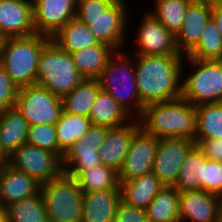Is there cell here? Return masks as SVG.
<instances>
[{
    "instance_id": "1",
    "label": "cell",
    "mask_w": 222,
    "mask_h": 222,
    "mask_svg": "<svg viewBox=\"0 0 222 222\" xmlns=\"http://www.w3.org/2000/svg\"><path fill=\"white\" fill-rule=\"evenodd\" d=\"M184 55L134 56L137 91L143 106L181 98Z\"/></svg>"
},
{
    "instance_id": "2",
    "label": "cell",
    "mask_w": 222,
    "mask_h": 222,
    "mask_svg": "<svg viewBox=\"0 0 222 222\" xmlns=\"http://www.w3.org/2000/svg\"><path fill=\"white\" fill-rule=\"evenodd\" d=\"M138 120L141 128L155 137L195 141L196 106L182 97L145 105Z\"/></svg>"
},
{
    "instance_id": "3",
    "label": "cell",
    "mask_w": 222,
    "mask_h": 222,
    "mask_svg": "<svg viewBox=\"0 0 222 222\" xmlns=\"http://www.w3.org/2000/svg\"><path fill=\"white\" fill-rule=\"evenodd\" d=\"M125 51L114 53L97 80L102 90L108 92L134 119H138L144 106L137 91L134 54Z\"/></svg>"
},
{
    "instance_id": "4",
    "label": "cell",
    "mask_w": 222,
    "mask_h": 222,
    "mask_svg": "<svg viewBox=\"0 0 222 222\" xmlns=\"http://www.w3.org/2000/svg\"><path fill=\"white\" fill-rule=\"evenodd\" d=\"M50 40L51 37L38 33L4 38L0 64L18 88L36 84L40 55Z\"/></svg>"
},
{
    "instance_id": "5",
    "label": "cell",
    "mask_w": 222,
    "mask_h": 222,
    "mask_svg": "<svg viewBox=\"0 0 222 222\" xmlns=\"http://www.w3.org/2000/svg\"><path fill=\"white\" fill-rule=\"evenodd\" d=\"M185 64L191 73L185 71ZM182 65V98L195 106L222 102V60L184 56Z\"/></svg>"
},
{
    "instance_id": "6",
    "label": "cell",
    "mask_w": 222,
    "mask_h": 222,
    "mask_svg": "<svg viewBox=\"0 0 222 222\" xmlns=\"http://www.w3.org/2000/svg\"><path fill=\"white\" fill-rule=\"evenodd\" d=\"M83 80L84 78L77 71L70 53L63 51L51 39L44 46L40 55L36 84L62 98Z\"/></svg>"
},
{
    "instance_id": "7",
    "label": "cell",
    "mask_w": 222,
    "mask_h": 222,
    "mask_svg": "<svg viewBox=\"0 0 222 222\" xmlns=\"http://www.w3.org/2000/svg\"><path fill=\"white\" fill-rule=\"evenodd\" d=\"M40 192L49 222H81L84 192L75 177L63 172L41 184Z\"/></svg>"
},
{
    "instance_id": "8",
    "label": "cell",
    "mask_w": 222,
    "mask_h": 222,
    "mask_svg": "<svg viewBox=\"0 0 222 222\" xmlns=\"http://www.w3.org/2000/svg\"><path fill=\"white\" fill-rule=\"evenodd\" d=\"M126 0H115L102 15L97 17H76L83 23L89 25L99 42L107 44L116 51L125 50L124 46L128 44L131 28L132 10L126 5ZM129 10V11H127ZM132 17V18H130ZM130 26V28H129ZM127 42V43H126Z\"/></svg>"
},
{
    "instance_id": "9",
    "label": "cell",
    "mask_w": 222,
    "mask_h": 222,
    "mask_svg": "<svg viewBox=\"0 0 222 222\" xmlns=\"http://www.w3.org/2000/svg\"><path fill=\"white\" fill-rule=\"evenodd\" d=\"M15 108L26 119L29 126L55 125L63 111L61 97L50 93L38 84L18 89Z\"/></svg>"
},
{
    "instance_id": "10",
    "label": "cell",
    "mask_w": 222,
    "mask_h": 222,
    "mask_svg": "<svg viewBox=\"0 0 222 222\" xmlns=\"http://www.w3.org/2000/svg\"><path fill=\"white\" fill-rule=\"evenodd\" d=\"M9 165L24 172L39 184L59 177L63 172L62 159L54 152L24 143L10 156Z\"/></svg>"
},
{
    "instance_id": "11",
    "label": "cell",
    "mask_w": 222,
    "mask_h": 222,
    "mask_svg": "<svg viewBox=\"0 0 222 222\" xmlns=\"http://www.w3.org/2000/svg\"><path fill=\"white\" fill-rule=\"evenodd\" d=\"M139 19L134 42L136 55H182L177 49L175 35L167 30L150 12ZM141 20V21H140Z\"/></svg>"
},
{
    "instance_id": "12",
    "label": "cell",
    "mask_w": 222,
    "mask_h": 222,
    "mask_svg": "<svg viewBox=\"0 0 222 222\" xmlns=\"http://www.w3.org/2000/svg\"><path fill=\"white\" fill-rule=\"evenodd\" d=\"M107 131L108 127L92 125L80 140L72 144L62 157L64 173L76 178L87 167L101 164L98 151Z\"/></svg>"
},
{
    "instance_id": "13",
    "label": "cell",
    "mask_w": 222,
    "mask_h": 222,
    "mask_svg": "<svg viewBox=\"0 0 222 222\" xmlns=\"http://www.w3.org/2000/svg\"><path fill=\"white\" fill-rule=\"evenodd\" d=\"M157 148L158 137L140 128L134 134L125 160L117 172L118 182H127L152 172Z\"/></svg>"
},
{
    "instance_id": "14",
    "label": "cell",
    "mask_w": 222,
    "mask_h": 222,
    "mask_svg": "<svg viewBox=\"0 0 222 222\" xmlns=\"http://www.w3.org/2000/svg\"><path fill=\"white\" fill-rule=\"evenodd\" d=\"M195 141L183 138H158L152 172L165 186H174L181 164Z\"/></svg>"
},
{
    "instance_id": "15",
    "label": "cell",
    "mask_w": 222,
    "mask_h": 222,
    "mask_svg": "<svg viewBox=\"0 0 222 222\" xmlns=\"http://www.w3.org/2000/svg\"><path fill=\"white\" fill-rule=\"evenodd\" d=\"M77 0H33L36 33L52 37L68 21L76 18Z\"/></svg>"
},
{
    "instance_id": "16",
    "label": "cell",
    "mask_w": 222,
    "mask_h": 222,
    "mask_svg": "<svg viewBox=\"0 0 222 222\" xmlns=\"http://www.w3.org/2000/svg\"><path fill=\"white\" fill-rule=\"evenodd\" d=\"M32 1L0 0V35L3 38L35 34Z\"/></svg>"
},
{
    "instance_id": "17",
    "label": "cell",
    "mask_w": 222,
    "mask_h": 222,
    "mask_svg": "<svg viewBox=\"0 0 222 222\" xmlns=\"http://www.w3.org/2000/svg\"><path fill=\"white\" fill-rule=\"evenodd\" d=\"M140 128L138 119L118 127L108 128L101 149L98 151L101 164L110 166L118 172L125 160L131 140Z\"/></svg>"
},
{
    "instance_id": "18",
    "label": "cell",
    "mask_w": 222,
    "mask_h": 222,
    "mask_svg": "<svg viewBox=\"0 0 222 222\" xmlns=\"http://www.w3.org/2000/svg\"><path fill=\"white\" fill-rule=\"evenodd\" d=\"M212 5L193 0L187 8L181 29L175 35L180 54L186 56L199 42L204 26L211 18Z\"/></svg>"
},
{
    "instance_id": "19",
    "label": "cell",
    "mask_w": 222,
    "mask_h": 222,
    "mask_svg": "<svg viewBox=\"0 0 222 222\" xmlns=\"http://www.w3.org/2000/svg\"><path fill=\"white\" fill-rule=\"evenodd\" d=\"M217 201L205 190L179 192L180 222H217Z\"/></svg>"
},
{
    "instance_id": "20",
    "label": "cell",
    "mask_w": 222,
    "mask_h": 222,
    "mask_svg": "<svg viewBox=\"0 0 222 222\" xmlns=\"http://www.w3.org/2000/svg\"><path fill=\"white\" fill-rule=\"evenodd\" d=\"M120 188L83 193L81 222H114Z\"/></svg>"
},
{
    "instance_id": "21",
    "label": "cell",
    "mask_w": 222,
    "mask_h": 222,
    "mask_svg": "<svg viewBox=\"0 0 222 222\" xmlns=\"http://www.w3.org/2000/svg\"><path fill=\"white\" fill-rule=\"evenodd\" d=\"M40 188L41 184L26 173L4 166L0 169V208L35 195Z\"/></svg>"
},
{
    "instance_id": "22",
    "label": "cell",
    "mask_w": 222,
    "mask_h": 222,
    "mask_svg": "<svg viewBox=\"0 0 222 222\" xmlns=\"http://www.w3.org/2000/svg\"><path fill=\"white\" fill-rule=\"evenodd\" d=\"M119 186L122 201L133 207L146 210L165 185L153 172H150L127 182H119Z\"/></svg>"
},
{
    "instance_id": "23",
    "label": "cell",
    "mask_w": 222,
    "mask_h": 222,
    "mask_svg": "<svg viewBox=\"0 0 222 222\" xmlns=\"http://www.w3.org/2000/svg\"><path fill=\"white\" fill-rule=\"evenodd\" d=\"M28 128V122L15 107L0 112V144L8 156L26 143Z\"/></svg>"
},
{
    "instance_id": "24",
    "label": "cell",
    "mask_w": 222,
    "mask_h": 222,
    "mask_svg": "<svg viewBox=\"0 0 222 222\" xmlns=\"http://www.w3.org/2000/svg\"><path fill=\"white\" fill-rule=\"evenodd\" d=\"M89 119L92 125L110 128L127 124L134 118L108 92L100 89Z\"/></svg>"
},
{
    "instance_id": "25",
    "label": "cell",
    "mask_w": 222,
    "mask_h": 222,
    "mask_svg": "<svg viewBox=\"0 0 222 222\" xmlns=\"http://www.w3.org/2000/svg\"><path fill=\"white\" fill-rule=\"evenodd\" d=\"M115 52L114 48L100 42L98 45L72 52L70 55L77 71L84 79H98Z\"/></svg>"
},
{
    "instance_id": "26",
    "label": "cell",
    "mask_w": 222,
    "mask_h": 222,
    "mask_svg": "<svg viewBox=\"0 0 222 222\" xmlns=\"http://www.w3.org/2000/svg\"><path fill=\"white\" fill-rule=\"evenodd\" d=\"M51 39L67 53L84 50L100 43L89 25L77 18L68 21Z\"/></svg>"
},
{
    "instance_id": "27",
    "label": "cell",
    "mask_w": 222,
    "mask_h": 222,
    "mask_svg": "<svg viewBox=\"0 0 222 222\" xmlns=\"http://www.w3.org/2000/svg\"><path fill=\"white\" fill-rule=\"evenodd\" d=\"M100 89L97 79H84L70 93L61 98L63 111L89 117Z\"/></svg>"
},
{
    "instance_id": "28",
    "label": "cell",
    "mask_w": 222,
    "mask_h": 222,
    "mask_svg": "<svg viewBox=\"0 0 222 222\" xmlns=\"http://www.w3.org/2000/svg\"><path fill=\"white\" fill-rule=\"evenodd\" d=\"M55 126L58 140V156L62 159L67 149L80 140L92 124L87 116L62 111Z\"/></svg>"
},
{
    "instance_id": "29",
    "label": "cell",
    "mask_w": 222,
    "mask_h": 222,
    "mask_svg": "<svg viewBox=\"0 0 222 222\" xmlns=\"http://www.w3.org/2000/svg\"><path fill=\"white\" fill-rule=\"evenodd\" d=\"M207 158L195 144L181 164L174 187L179 192L203 190V163Z\"/></svg>"
},
{
    "instance_id": "30",
    "label": "cell",
    "mask_w": 222,
    "mask_h": 222,
    "mask_svg": "<svg viewBox=\"0 0 222 222\" xmlns=\"http://www.w3.org/2000/svg\"><path fill=\"white\" fill-rule=\"evenodd\" d=\"M149 222H180L179 191L164 186L146 209Z\"/></svg>"
},
{
    "instance_id": "31",
    "label": "cell",
    "mask_w": 222,
    "mask_h": 222,
    "mask_svg": "<svg viewBox=\"0 0 222 222\" xmlns=\"http://www.w3.org/2000/svg\"><path fill=\"white\" fill-rule=\"evenodd\" d=\"M195 139L222 140V102L196 105Z\"/></svg>"
},
{
    "instance_id": "32",
    "label": "cell",
    "mask_w": 222,
    "mask_h": 222,
    "mask_svg": "<svg viewBox=\"0 0 222 222\" xmlns=\"http://www.w3.org/2000/svg\"><path fill=\"white\" fill-rule=\"evenodd\" d=\"M193 0H154L153 11L148 10L174 35L181 29L187 8Z\"/></svg>"
},
{
    "instance_id": "33",
    "label": "cell",
    "mask_w": 222,
    "mask_h": 222,
    "mask_svg": "<svg viewBox=\"0 0 222 222\" xmlns=\"http://www.w3.org/2000/svg\"><path fill=\"white\" fill-rule=\"evenodd\" d=\"M8 222H49L41 192L11 203L3 209Z\"/></svg>"
},
{
    "instance_id": "34",
    "label": "cell",
    "mask_w": 222,
    "mask_h": 222,
    "mask_svg": "<svg viewBox=\"0 0 222 222\" xmlns=\"http://www.w3.org/2000/svg\"><path fill=\"white\" fill-rule=\"evenodd\" d=\"M76 180L83 192L120 188L117 171L103 164L87 167Z\"/></svg>"
},
{
    "instance_id": "35",
    "label": "cell",
    "mask_w": 222,
    "mask_h": 222,
    "mask_svg": "<svg viewBox=\"0 0 222 222\" xmlns=\"http://www.w3.org/2000/svg\"><path fill=\"white\" fill-rule=\"evenodd\" d=\"M186 56L199 60H222V36L212 18L204 26L198 44Z\"/></svg>"
},
{
    "instance_id": "36",
    "label": "cell",
    "mask_w": 222,
    "mask_h": 222,
    "mask_svg": "<svg viewBox=\"0 0 222 222\" xmlns=\"http://www.w3.org/2000/svg\"><path fill=\"white\" fill-rule=\"evenodd\" d=\"M26 143L58 155L56 126L52 124L29 126Z\"/></svg>"
},
{
    "instance_id": "37",
    "label": "cell",
    "mask_w": 222,
    "mask_h": 222,
    "mask_svg": "<svg viewBox=\"0 0 222 222\" xmlns=\"http://www.w3.org/2000/svg\"><path fill=\"white\" fill-rule=\"evenodd\" d=\"M203 190L222 195V161L207 159L203 163Z\"/></svg>"
},
{
    "instance_id": "38",
    "label": "cell",
    "mask_w": 222,
    "mask_h": 222,
    "mask_svg": "<svg viewBox=\"0 0 222 222\" xmlns=\"http://www.w3.org/2000/svg\"><path fill=\"white\" fill-rule=\"evenodd\" d=\"M18 89L0 64V112L15 107Z\"/></svg>"
},
{
    "instance_id": "39",
    "label": "cell",
    "mask_w": 222,
    "mask_h": 222,
    "mask_svg": "<svg viewBox=\"0 0 222 222\" xmlns=\"http://www.w3.org/2000/svg\"><path fill=\"white\" fill-rule=\"evenodd\" d=\"M115 0H77L76 17H97Z\"/></svg>"
},
{
    "instance_id": "40",
    "label": "cell",
    "mask_w": 222,
    "mask_h": 222,
    "mask_svg": "<svg viewBox=\"0 0 222 222\" xmlns=\"http://www.w3.org/2000/svg\"><path fill=\"white\" fill-rule=\"evenodd\" d=\"M114 222H149L146 210L133 207L120 201L115 213Z\"/></svg>"
},
{
    "instance_id": "41",
    "label": "cell",
    "mask_w": 222,
    "mask_h": 222,
    "mask_svg": "<svg viewBox=\"0 0 222 222\" xmlns=\"http://www.w3.org/2000/svg\"><path fill=\"white\" fill-rule=\"evenodd\" d=\"M195 144L208 160L222 161V140L195 139Z\"/></svg>"
},
{
    "instance_id": "42",
    "label": "cell",
    "mask_w": 222,
    "mask_h": 222,
    "mask_svg": "<svg viewBox=\"0 0 222 222\" xmlns=\"http://www.w3.org/2000/svg\"><path fill=\"white\" fill-rule=\"evenodd\" d=\"M211 18L215 22L220 32V35L222 36V10L217 9L212 5Z\"/></svg>"
},
{
    "instance_id": "43",
    "label": "cell",
    "mask_w": 222,
    "mask_h": 222,
    "mask_svg": "<svg viewBox=\"0 0 222 222\" xmlns=\"http://www.w3.org/2000/svg\"><path fill=\"white\" fill-rule=\"evenodd\" d=\"M9 165V156L7 153L3 150L1 144H0V169L4 166Z\"/></svg>"
},
{
    "instance_id": "44",
    "label": "cell",
    "mask_w": 222,
    "mask_h": 222,
    "mask_svg": "<svg viewBox=\"0 0 222 222\" xmlns=\"http://www.w3.org/2000/svg\"><path fill=\"white\" fill-rule=\"evenodd\" d=\"M217 222H222V195H218V201H217Z\"/></svg>"
},
{
    "instance_id": "45",
    "label": "cell",
    "mask_w": 222,
    "mask_h": 222,
    "mask_svg": "<svg viewBox=\"0 0 222 222\" xmlns=\"http://www.w3.org/2000/svg\"><path fill=\"white\" fill-rule=\"evenodd\" d=\"M0 222H8L7 214L3 209L0 210Z\"/></svg>"
},
{
    "instance_id": "46",
    "label": "cell",
    "mask_w": 222,
    "mask_h": 222,
    "mask_svg": "<svg viewBox=\"0 0 222 222\" xmlns=\"http://www.w3.org/2000/svg\"><path fill=\"white\" fill-rule=\"evenodd\" d=\"M214 7H216L217 9L222 10V0H217L214 4Z\"/></svg>"
},
{
    "instance_id": "47",
    "label": "cell",
    "mask_w": 222,
    "mask_h": 222,
    "mask_svg": "<svg viewBox=\"0 0 222 222\" xmlns=\"http://www.w3.org/2000/svg\"><path fill=\"white\" fill-rule=\"evenodd\" d=\"M198 1L213 5L217 0H198Z\"/></svg>"
},
{
    "instance_id": "48",
    "label": "cell",
    "mask_w": 222,
    "mask_h": 222,
    "mask_svg": "<svg viewBox=\"0 0 222 222\" xmlns=\"http://www.w3.org/2000/svg\"><path fill=\"white\" fill-rule=\"evenodd\" d=\"M3 41H4V38L0 35V63H1V50H2Z\"/></svg>"
}]
</instances>
